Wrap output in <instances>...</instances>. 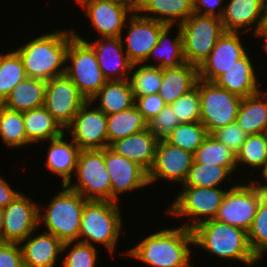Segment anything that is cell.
Masks as SVG:
<instances>
[{"label": "cell", "instance_id": "cell-23", "mask_svg": "<svg viewBox=\"0 0 267 267\" xmlns=\"http://www.w3.org/2000/svg\"><path fill=\"white\" fill-rule=\"evenodd\" d=\"M247 51L239 60L219 75L213 82L233 94L245 98L262 90L254 63Z\"/></svg>", "mask_w": 267, "mask_h": 267}, {"label": "cell", "instance_id": "cell-7", "mask_svg": "<svg viewBox=\"0 0 267 267\" xmlns=\"http://www.w3.org/2000/svg\"><path fill=\"white\" fill-rule=\"evenodd\" d=\"M76 176L67 186L80 193L86 200L111 201V181L104 161V149L81 150Z\"/></svg>", "mask_w": 267, "mask_h": 267}, {"label": "cell", "instance_id": "cell-21", "mask_svg": "<svg viewBox=\"0 0 267 267\" xmlns=\"http://www.w3.org/2000/svg\"><path fill=\"white\" fill-rule=\"evenodd\" d=\"M35 231L39 229L20 243L24 267H55L59 260L61 263L63 243L52 233Z\"/></svg>", "mask_w": 267, "mask_h": 267}, {"label": "cell", "instance_id": "cell-49", "mask_svg": "<svg viewBox=\"0 0 267 267\" xmlns=\"http://www.w3.org/2000/svg\"><path fill=\"white\" fill-rule=\"evenodd\" d=\"M19 191L13 189L10 183L0 176V207L5 208L9 203H11L18 195Z\"/></svg>", "mask_w": 267, "mask_h": 267}, {"label": "cell", "instance_id": "cell-2", "mask_svg": "<svg viewBox=\"0 0 267 267\" xmlns=\"http://www.w3.org/2000/svg\"><path fill=\"white\" fill-rule=\"evenodd\" d=\"M74 30L48 32L14 49L21 57L26 77L48 81L65 74L66 55Z\"/></svg>", "mask_w": 267, "mask_h": 267}, {"label": "cell", "instance_id": "cell-13", "mask_svg": "<svg viewBox=\"0 0 267 267\" xmlns=\"http://www.w3.org/2000/svg\"><path fill=\"white\" fill-rule=\"evenodd\" d=\"M86 101L66 74L46 81L44 107L64 130Z\"/></svg>", "mask_w": 267, "mask_h": 267}, {"label": "cell", "instance_id": "cell-32", "mask_svg": "<svg viewBox=\"0 0 267 267\" xmlns=\"http://www.w3.org/2000/svg\"><path fill=\"white\" fill-rule=\"evenodd\" d=\"M27 139L37 145L62 136L65 130L44 106L22 112Z\"/></svg>", "mask_w": 267, "mask_h": 267}, {"label": "cell", "instance_id": "cell-3", "mask_svg": "<svg viewBox=\"0 0 267 267\" xmlns=\"http://www.w3.org/2000/svg\"><path fill=\"white\" fill-rule=\"evenodd\" d=\"M195 247L221 259L255 266L259 260L251 250L247 231L216 219L201 222L191 229Z\"/></svg>", "mask_w": 267, "mask_h": 267}, {"label": "cell", "instance_id": "cell-16", "mask_svg": "<svg viewBox=\"0 0 267 267\" xmlns=\"http://www.w3.org/2000/svg\"><path fill=\"white\" fill-rule=\"evenodd\" d=\"M125 26L126 37L123 34L120 37L128 59L132 64H143L157 44L159 33L166 24L144 18L135 10Z\"/></svg>", "mask_w": 267, "mask_h": 267}, {"label": "cell", "instance_id": "cell-48", "mask_svg": "<svg viewBox=\"0 0 267 267\" xmlns=\"http://www.w3.org/2000/svg\"><path fill=\"white\" fill-rule=\"evenodd\" d=\"M225 1L224 0H193V11L194 13H197L200 15L215 16V17L221 18L224 12Z\"/></svg>", "mask_w": 267, "mask_h": 267}, {"label": "cell", "instance_id": "cell-28", "mask_svg": "<svg viewBox=\"0 0 267 267\" xmlns=\"http://www.w3.org/2000/svg\"><path fill=\"white\" fill-rule=\"evenodd\" d=\"M174 27H177V33L174 32L176 36L170 39V36H173L171 35V32ZM174 27L173 25H166L161 30L157 44L143 64L156 67L158 66L160 68H171L178 67L186 62L183 54V38L180 26L174 25ZM152 58L155 60L154 64L151 62L153 61Z\"/></svg>", "mask_w": 267, "mask_h": 267}, {"label": "cell", "instance_id": "cell-51", "mask_svg": "<svg viewBox=\"0 0 267 267\" xmlns=\"http://www.w3.org/2000/svg\"><path fill=\"white\" fill-rule=\"evenodd\" d=\"M254 36H267V0L263 7L260 26Z\"/></svg>", "mask_w": 267, "mask_h": 267}, {"label": "cell", "instance_id": "cell-37", "mask_svg": "<svg viewBox=\"0 0 267 267\" xmlns=\"http://www.w3.org/2000/svg\"><path fill=\"white\" fill-rule=\"evenodd\" d=\"M129 82L135 99L158 93L162 83V68L145 64H133Z\"/></svg>", "mask_w": 267, "mask_h": 267}, {"label": "cell", "instance_id": "cell-34", "mask_svg": "<svg viewBox=\"0 0 267 267\" xmlns=\"http://www.w3.org/2000/svg\"><path fill=\"white\" fill-rule=\"evenodd\" d=\"M237 167H224L218 165L202 164L195 160L189 170L188 177L182 186L208 187L219 188L222 187L223 181L232 182V173Z\"/></svg>", "mask_w": 267, "mask_h": 267}, {"label": "cell", "instance_id": "cell-40", "mask_svg": "<svg viewBox=\"0 0 267 267\" xmlns=\"http://www.w3.org/2000/svg\"><path fill=\"white\" fill-rule=\"evenodd\" d=\"M207 129L200 122L180 123L164 139L193 154L208 136Z\"/></svg>", "mask_w": 267, "mask_h": 267}, {"label": "cell", "instance_id": "cell-39", "mask_svg": "<svg viewBox=\"0 0 267 267\" xmlns=\"http://www.w3.org/2000/svg\"><path fill=\"white\" fill-rule=\"evenodd\" d=\"M267 161V133L247 135L240 151L236 154V166L252 167L251 173L259 171ZM255 169V170H254Z\"/></svg>", "mask_w": 267, "mask_h": 267}, {"label": "cell", "instance_id": "cell-41", "mask_svg": "<svg viewBox=\"0 0 267 267\" xmlns=\"http://www.w3.org/2000/svg\"><path fill=\"white\" fill-rule=\"evenodd\" d=\"M247 233L252 252L258 260H261L267 253V195L260 200Z\"/></svg>", "mask_w": 267, "mask_h": 267}, {"label": "cell", "instance_id": "cell-20", "mask_svg": "<svg viewBox=\"0 0 267 267\" xmlns=\"http://www.w3.org/2000/svg\"><path fill=\"white\" fill-rule=\"evenodd\" d=\"M74 35L86 41L94 50L98 64L107 80L129 79L132 63L123 48L121 37H97L87 41L74 31Z\"/></svg>", "mask_w": 267, "mask_h": 267}, {"label": "cell", "instance_id": "cell-17", "mask_svg": "<svg viewBox=\"0 0 267 267\" xmlns=\"http://www.w3.org/2000/svg\"><path fill=\"white\" fill-rule=\"evenodd\" d=\"M39 204L20 193L4 208L1 242L21 243L39 227Z\"/></svg>", "mask_w": 267, "mask_h": 267}, {"label": "cell", "instance_id": "cell-45", "mask_svg": "<svg viewBox=\"0 0 267 267\" xmlns=\"http://www.w3.org/2000/svg\"><path fill=\"white\" fill-rule=\"evenodd\" d=\"M218 141L225 144L232 152L237 154L246 140L247 134L236 124H228L212 133Z\"/></svg>", "mask_w": 267, "mask_h": 267}, {"label": "cell", "instance_id": "cell-46", "mask_svg": "<svg viewBox=\"0 0 267 267\" xmlns=\"http://www.w3.org/2000/svg\"><path fill=\"white\" fill-rule=\"evenodd\" d=\"M135 105L145 119L150 122L167 105L158 93L135 99Z\"/></svg>", "mask_w": 267, "mask_h": 267}, {"label": "cell", "instance_id": "cell-15", "mask_svg": "<svg viewBox=\"0 0 267 267\" xmlns=\"http://www.w3.org/2000/svg\"><path fill=\"white\" fill-rule=\"evenodd\" d=\"M194 161V154L190 151L172 145L165 139H159L155 160L148 172L149 185L155 184L156 180L171 181L176 184H184L189 170Z\"/></svg>", "mask_w": 267, "mask_h": 267}, {"label": "cell", "instance_id": "cell-43", "mask_svg": "<svg viewBox=\"0 0 267 267\" xmlns=\"http://www.w3.org/2000/svg\"><path fill=\"white\" fill-rule=\"evenodd\" d=\"M173 112L180 123L200 121V96L198 82L194 89L177 98L172 104Z\"/></svg>", "mask_w": 267, "mask_h": 267}, {"label": "cell", "instance_id": "cell-30", "mask_svg": "<svg viewBox=\"0 0 267 267\" xmlns=\"http://www.w3.org/2000/svg\"><path fill=\"white\" fill-rule=\"evenodd\" d=\"M235 122L247 135L267 133V91L242 98Z\"/></svg>", "mask_w": 267, "mask_h": 267}, {"label": "cell", "instance_id": "cell-1", "mask_svg": "<svg viewBox=\"0 0 267 267\" xmlns=\"http://www.w3.org/2000/svg\"><path fill=\"white\" fill-rule=\"evenodd\" d=\"M191 245H194L191 229L180 225L152 232L125 254L149 267H193Z\"/></svg>", "mask_w": 267, "mask_h": 267}, {"label": "cell", "instance_id": "cell-38", "mask_svg": "<svg viewBox=\"0 0 267 267\" xmlns=\"http://www.w3.org/2000/svg\"><path fill=\"white\" fill-rule=\"evenodd\" d=\"M194 160L202 164L237 167L236 154L209 134L194 153Z\"/></svg>", "mask_w": 267, "mask_h": 267}, {"label": "cell", "instance_id": "cell-47", "mask_svg": "<svg viewBox=\"0 0 267 267\" xmlns=\"http://www.w3.org/2000/svg\"><path fill=\"white\" fill-rule=\"evenodd\" d=\"M0 267H24L19 243L0 242Z\"/></svg>", "mask_w": 267, "mask_h": 267}, {"label": "cell", "instance_id": "cell-5", "mask_svg": "<svg viewBox=\"0 0 267 267\" xmlns=\"http://www.w3.org/2000/svg\"><path fill=\"white\" fill-rule=\"evenodd\" d=\"M47 207L39 205V226L44 224L45 232L52 233L62 243L79 241L82 211L86 200L80 193L61 185ZM42 211L44 213H42Z\"/></svg>", "mask_w": 267, "mask_h": 267}, {"label": "cell", "instance_id": "cell-11", "mask_svg": "<svg viewBox=\"0 0 267 267\" xmlns=\"http://www.w3.org/2000/svg\"><path fill=\"white\" fill-rule=\"evenodd\" d=\"M78 5L99 37H120L135 11V0H81Z\"/></svg>", "mask_w": 267, "mask_h": 267}, {"label": "cell", "instance_id": "cell-50", "mask_svg": "<svg viewBox=\"0 0 267 267\" xmlns=\"http://www.w3.org/2000/svg\"><path fill=\"white\" fill-rule=\"evenodd\" d=\"M262 178L265 180H262L261 182H256L255 180H250L259 190H261L264 195H267V161L263 165V167L260 169Z\"/></svg>", "mask_w": 267, "mask_h": 267}, {"label": "cell", "instance_id": "cell-25", "mask_svg": "<svg viewBox=\"0 0 267 267\" xmlns=\"http://www.w3.org/2000/svg\"><path fill=\"white\" fill-rule=\"evenodd\" d=\"M135 10L144 18L180 25L193 13V0H137Z\"/></svg>", "mask_w": 267, "mask_h": 267}, {"label": "cell", "instance_id": "cell-4", "mask_svg": "<svg viewBox=\"0 0 267 267\" xmlns=\"http://www.w3.org/2000/svg\"><path fill=\"white\" fill-rule=\"evenodd\" d=\"M118 205L114 201L88 200L82 211L79 242L92 246L102 245L111 257L123 229V218Z\"/></svg>", "mask_w": 267, "mask_h": 267}, {"label": "cell", "instance_id": "cell-36", "mask_svg": "<svg viewBox=\"0 0 267 267\" xmlns=\"http://www.w3.org/2000/svg\"><path fill=\"white\" fill-rule=\"evenodd\" d=\"M26 78L21 57L15 50L0 52V104Z\"/></svg>", "mask_w": 267, "mask_h": 267}, {"label": "cell", "instance_id": "cell-14", "mask_svg": "<svg viewBox=\"0 0 267 267\" xmlns=\"http://www.w3.org/2000/svg\"><path fill=\"white\" fill-rule=\"evenodd\" d=\"M94 106L87 100L65 129L80 150L108 147L107 115Z\"/></svg>", "mask_w": 267, "mask_h": 267}, {"label": "cell", "instance_id": "cell-9", "mask_svg": "<svg viewBox=\"0 0 267 267\" xmlns=\"http://www.w3.org/2000/svg\"><path fill=\"white\" fill-rule=\"evenodd\" d=\"M65 74L87 100L91 99L107 82L93 48L76 36L69 43Z\"/></svg>", "mask_w": 267, "mask_h": 267}, {"label": "cell", "instance_id": "cell-6", "mask_svg": "<svg viewBox=\"0 0 267 267\" xmlns=\"http://www.w3.org/2000/svg\"><path fill=\"white\" fill-rule=\"evenodd\" d=\"M166 213L174 217H189L181 226L193 229L201 222L214 219L228 189L181 186ZM190 221V222H189Z\"/></svg>", "mask_w": 267, "mask_h": 267}, {"label": "cell", "instance_id": "cell-24", "mask_svg": "<svg viewBox=\"0 0 267 267\" xmlns=\"http://www.w3.org/2000/svg\"><path fill=\"white\" fill-rule=\"evenodd\" d=\"M158 141L159 139L149 129H143L112 142L109 148L116 154L137 163L148 173L155 160Z\"/></svg>", "mask_w": 267, "mask_h": 267}, {"label": "cell", "instance_id": "cell-26", "mask_svg": "<svg viewBox=\"0 0 267 267\" xmlns=\"http://www.w3.org/2000/svg\"><path fill=\"white\" fill-rule=\"evenodd\" d=\"M65 137L64 133L56 139L47 141L50 144L45 160L47 170L62 178L61 185H67L74 180L72 177L81 151L72 139L68 141Z\"/></svg>", "mask_w": 267, "mask_h": 267}, {"label": "cell", "instance_id": "cell-52", "mask_svg": "<svg viewBox=\"0 0 267 267\" xmlns=\"http://www.w3.org/2000/svg\"><path fill=\"white\" fill-rule=\"evenodd\" d=\"M3 220H4V208L0 207V242H1V230L3 227Z\"/></svg>", "mask_w": 267, "mask_h": 267}, {"label": "cell", "instance_id": "cell-27", "mask_svg": "<svg viewBox=\"0 0 267 267\" xmlns=\"http://www.w3.org/2000/svg\"><path fill=\"white\" fill-rule=\"evenodd\" d=\"M199 80L198 67L187 62L178 67L162 68L158 94L167 105L194 89Z\"/></svg>", "mask_w": 267, "mask_h": 267}, {"label": "cell", "instance_id": "cell-18", "mask_svg": "<svg viewBox=\"0 0 267 267\" xmlns=\"http://www.w3.org/2000/svg\"><path fill=\"white\" fill-rule=\"evenodd\" d=\"M104 161L111 181V201L119 202L121 194L149 186L148 173L137 163L104 148Z\"/></svg>", "mask_w": 267, "mask_h": 267}, {"label": "cell", "instance_id": "cell-53", "mask_svg": "<svg viewBox=\"0 0 267 267\" xmlns=\"http://www.w3.org/2000/svg\"><path fill=\"white\" fill-rule=\"evenodd\" d=\"M256 39H259L260 38V40L261 39H264V42L262 43L263 45L262 46H264L263 48H264V50H265V54L267 55V36H254Z\"/></svg>", "mask_w": 267, "mask_h": 267}, {"label": "cell", "instance_id": "cell-22", "mask_svg": "<svg viewBox=\"0 0 267 267\" xmlns=\"http://www.w3.org/2000/svg\"><path fill=\"white\" fill-rule=\"evenodd\" d=\"M265 2L266 0H227L221 16L225 32L247 34L253 30L251 33L254 36L261 23Z\"/></svg>", "mask_w": 267, "mask_h": 267}, {"label": "cell", "instance_id": "cell-29", "mask_svg": "<svg viewBox=\"0 0 267 267\" xmlns=\"http://www.w3.org/2000/svg\"><path fill=\"white\" fill-rule=\"evenodd\" d=\"M90 102L106 115L121 112L135 105L134 94L126 80H107L101 89L91 98Z\"/></svg>", "mask_w": 267, "mask_h": 267}, {"label": "cell", "instance_id": "cell-19", "mask_svg": "<svg viewBox=\"0 0 267 267\" xmlns=\"http://www.w3.org/2000/svg\"><path fill=\"white\" fill-rule=\"evenodd\" d=\"M240 34L225 32L218 39L209 56L198 67L199 79L213 82L248 51Z\"/></svg>", "mask_w": 267, "mask_h": 267}, {"label": "cell", "instance_id": "cell-33", "mask_svg": "<svg viewBox=\"0 0 267 267\" xmlns=\"http://www.w3.org/2000/svg\"><path fill=\"white\" fill-rule=\"evenodd\" d=\"M143 129H148V121L139 112L136 105L121 112L107 115L108 147L112 142Z\"/></svg>", "mask_w": 267, "mask_h": 267}, {"label": "cell", "instance_id": "cell-31", "mask_svg": "<svg viewBox=\"0 0 267 267\" xmlns=\"http://www.w3.org/2000/svg\"><path fill=\"white\" fill-rule=\"evenodd\" d=\"M46 81L26 77L1 103L7 109L24 112L44 106Z\"/></svg>", "mask_w": 267, "mask_h": 267}, {"label": "cell", "instance_id": "cell-44", "mask_svg": "<svg viewBox=\"0 0 267 267\" xmlns=\"http://www.w3.org/2000/svg\"><path fill=\"white\" fill-rule=\"evenodd\" d=\"M180 124L170 105H166L158 115L148 122V129L158 138L164 139Z\"/></svg>", "mask_w": 267, "mask_h": 267}, {"label": "cell", "instance_id": "cell-35", "mask_svg": "<svg viewBox=\"0 0 267 267\" xmlns=\"http://www.w3.org/2000/svg\"><path fill=\"white\" fill-rule=\"evenodd\" d=\"M0 137L8 148H22L32 144L26 136L22 112L13 111L0 104Z\"/></svg>", "mask_w": 267, "mask_h": 267}, {"label": "cell", "instance_id": "cell-10", "mask_svg": "<svg viewBox=\"0 0 267 267\" xmlns=\"http://www.w3.org/2000/svg\"><path fill=\"white\" fill-rule=\"evenodd\" d=\"M200 122L208 134L235 122L242 98L214 82L198 80Z\"/></svg>", "mask_w": 267, "mask_h": 267}, {"label": "cell", "instance_id": "cell-8", "mask_svg": "<svg viewBox=\"0 0 267 267\" xmlns=\"http://www.w3.org/2000/svg\"><path fill=\"white\" fill-rule=\"evenodd\" d=\"M187 63L199 67L225 33L221 18L193 13L180 25Z\"/></svg>", "mask_w": 267, "mask_h": 267}, {"label": "cell", "instance_id": "cell-12", "mask_svg": "<svg viewBox=\"0 0 267 267\" xmlns=\"http://www.w3.org/2000/svg\"><path fill=\"white\" fill-rule=\"evenodd\" d=\"M248 182V184H247ZM228 187L214 219L248 232L260 200L265 196L251 181Z\"/></svg>", "mask_w": 267, "mask_h": 267}, {"label": "cell", "instance_id": "cell-42", "mask_svg": "<svg viewBox=\"0 0 267 267\" xmlns=\"http://www.w3.org/2000/svg\"><path fill=\"white\" fill-rule=\"evenodd\" d=\"M66 249L68 250V253ZM97 250L99 251L96 246H92L90 244L82 243L79 241L63 243L62 253H64V258L61 259L60 266L95 267L97 266V260H99V258L97 257ZM65 252L67 253V255H65Z\"/></svg>", "mask_w": 267, "mask_h": 267}]
</instances>
